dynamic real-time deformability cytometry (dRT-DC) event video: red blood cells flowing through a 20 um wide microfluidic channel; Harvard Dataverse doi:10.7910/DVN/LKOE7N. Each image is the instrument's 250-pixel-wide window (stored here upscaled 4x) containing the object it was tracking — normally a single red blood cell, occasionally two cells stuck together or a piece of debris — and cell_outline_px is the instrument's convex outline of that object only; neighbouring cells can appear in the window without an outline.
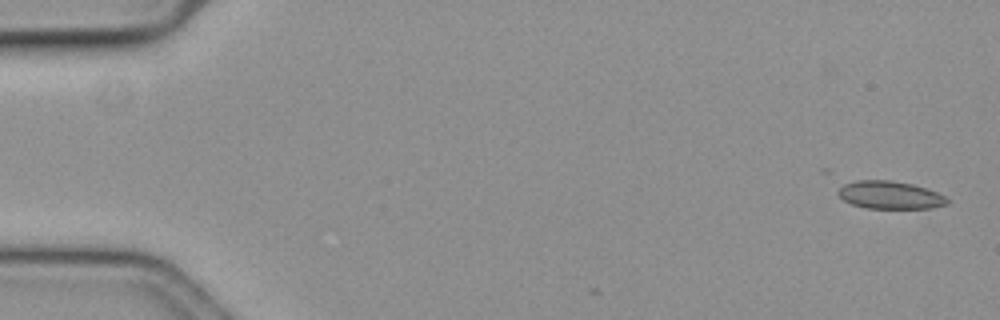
{"species": "common noctule bat (a hibernating species)", "species_latin": "Nyctalus noctula", "temperature_condition": "cold", "stored_images_in_passage": 2, "camera_frame_rate_fps": 3000, "um_per_image_px": 0.085, "animal": {"sex": "female", "body_mass_g": 19.3, "forearm_length_mm": 54.1}, "frame": {"image": 1, "passage_image": 2, "time_ms": 0.333, "image_size_px": [1000, 320], "cell_outline_px": [[948, 204], [932, 208], [864, 208], [852, 204], [844, 200], [836, 192], [844, 184], [856, 180], [888, 180], [912, 184], [936, 192], [944, 196], [948, 200]], "centroid_in_image_um": [75.63, 16.58], "position_along_channel_um": 9.4, "area_um2": 17.51}}